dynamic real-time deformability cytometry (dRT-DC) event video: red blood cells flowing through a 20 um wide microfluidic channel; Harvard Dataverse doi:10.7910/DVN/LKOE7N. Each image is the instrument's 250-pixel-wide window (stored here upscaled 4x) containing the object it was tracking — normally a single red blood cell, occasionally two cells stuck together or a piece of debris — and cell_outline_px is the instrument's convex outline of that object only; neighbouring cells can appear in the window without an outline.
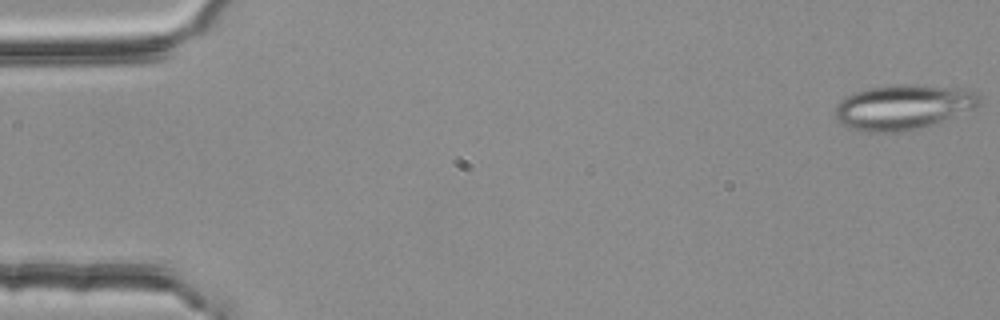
{"species": "common noctule bat (a hibernating species)", "species_latin": "Nyctalus noctula", "temperature_condition": "room temperature", "stored_images_in_passage": 6, "camera_frame_rate_fps": 3000, "um_per_image_px": 0.085, "animal": {"sex": "female", "body_mass_g": 25.1}, "frame": {"image": 1, "passage_image": 1, "time_ms": 0.0, "image_size_px": [1000, 320], "cell_outline_px": [[980, 104], [976, 108], [920, 128], [896, 132], [868, 132], [844, 124], [836, 116], [836, 104], [840, 100], [856, 92], [868, 88], [888, 84], [916, 84], [956, 88], [976, 92], [980, 96]], "centroid_in_image_um": [76.8, 9.07], "position_along_channel_um": 8.2, "area_um2": 37.34}}